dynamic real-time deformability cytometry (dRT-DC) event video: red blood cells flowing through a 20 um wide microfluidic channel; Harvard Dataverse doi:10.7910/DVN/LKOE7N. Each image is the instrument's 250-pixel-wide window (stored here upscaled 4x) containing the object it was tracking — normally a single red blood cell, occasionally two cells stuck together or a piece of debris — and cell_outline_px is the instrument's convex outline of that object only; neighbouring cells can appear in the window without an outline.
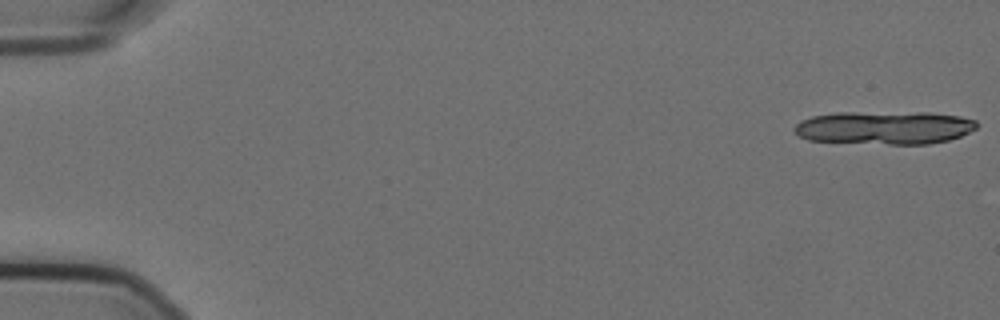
{"species": "Egyptian fruit bat (a non-hibernating species)", "species_latin": "Rousettus aegyptiacus", "temperature_condition": "cold", "stored_images_in_passage": 20, "camera_frame_rate_fps": 3000, "um_per_image_px": 0.085, "animal": {"sex": "female"}, "frame": {"image": 1, "passage_image": 1, "time_ms": 0.0, "image_size_px": [1000, 320], "cell_outline_px": [[976, 128], [960, 136], [948, 140], [928, 144], [888, 144], [808, 140], [800, 136], [792, 128], [800, 120], [812, 116], [836, 112], [928, 112], [960, 116], [976, 120]], "centroid_in_image_um": [75.17, 10.84], "position_along_channel_um": 9.8, "area_um2": 35.43}}